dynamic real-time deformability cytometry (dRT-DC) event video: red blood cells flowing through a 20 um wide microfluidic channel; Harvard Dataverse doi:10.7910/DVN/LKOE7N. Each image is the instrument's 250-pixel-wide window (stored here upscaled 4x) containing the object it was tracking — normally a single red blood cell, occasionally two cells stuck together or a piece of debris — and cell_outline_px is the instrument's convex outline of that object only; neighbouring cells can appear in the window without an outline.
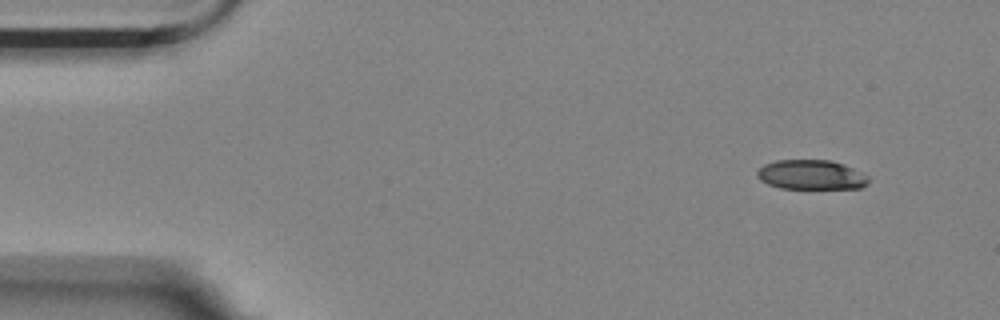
{"species": "Egyptian fruit bat (a non-hibernating species)", "species_latin": "Rousettus aegyptiacus", "temperature_condition": "room temperature", "stored_images_in_passage": 4, "camera_frame_rate_fps": 3000, "um_per_image_px": 0.085, "animal": {"sex": "female"}, "frame": {"image": 1, "passage_image": 1, "time_ms": 0.0, "image_size_px": [1000, 320], "cell_outline_px": [[868, 184], [860, 188], [780, 188], [768, 184], [760, 180], [756, 176], [756, 172], [764, 164], [776, 160], [832, 160], [844, 164], [868, 176]], "centroid_in_image_um": [68.93, 14.85], "position_along_channel_um": 16.1, "area_um2": 19.19}}
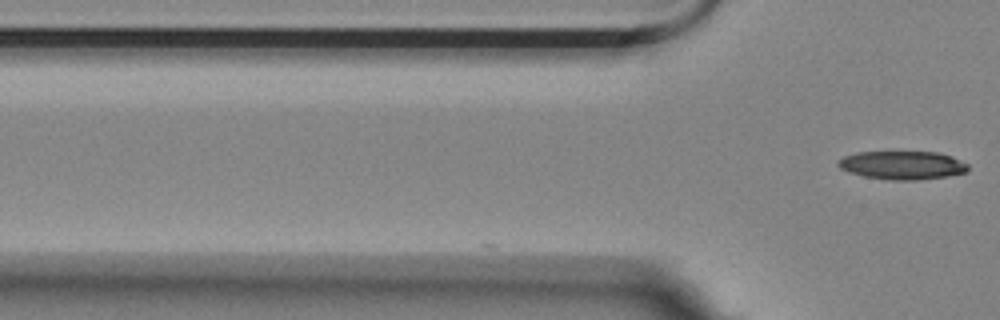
{"frame": {"image": 2, "passage_image": 4, "time_ms": 1.0, "image_size_px": [1000, 320], "cell_outline_px": [[968, 172], [948, 176], [916, 180], [888, 180], [864, 176], [848, 172], [840, 168], [836, 164], [836, 160], [844, 156], [856, 152], [940, 152], [952, 156], [968, 164]], "centroid_in_image_um": [76.69, 14.04], "position_along_channel_um": 49.1, "area_um2": 21.73}}